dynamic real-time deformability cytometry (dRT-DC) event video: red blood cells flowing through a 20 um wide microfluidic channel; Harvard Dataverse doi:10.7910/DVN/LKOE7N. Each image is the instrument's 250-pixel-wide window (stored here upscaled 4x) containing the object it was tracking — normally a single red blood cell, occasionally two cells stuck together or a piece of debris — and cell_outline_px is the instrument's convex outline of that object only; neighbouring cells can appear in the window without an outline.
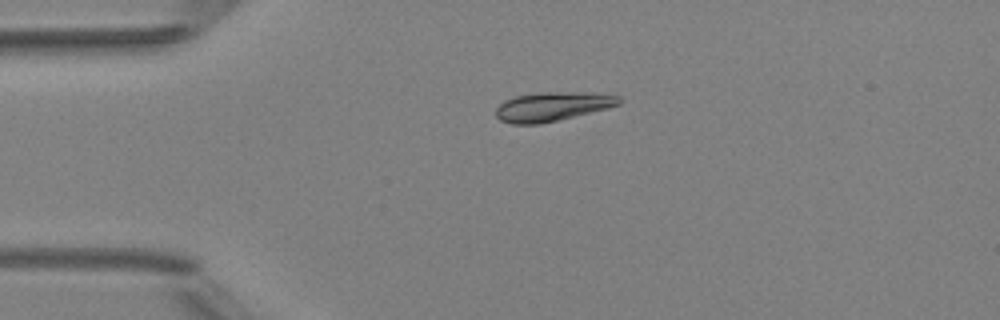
{"species": "Egyptian fruit bat (a non-hibernating species)", "species_latin": "Rousettus aegyptiacus", "temperature_condition": "room temperature", "stored_images_in_passage": 6, "camera_frame_rate_fps": 3000, "um_per_image_px": 0.085, "animal": {"sex": "female"}, "frame": {"image": 1, "passage_image": 1, "time_ms": 0.0, "image_size_px": [1000, 320], "cell_outline_px": [[624, 100], [620, 104], [608, 108], [540, 124], [512, 124], [500, 120], [496, 116], [496, 108], [504, 100], [516, 96], [540, 92], [584, 92], [620, 96]], "centroid_in_image_um": [46.96, 9.05], "position_along_channel_um": 38.0, "area_um2": 20.87}}
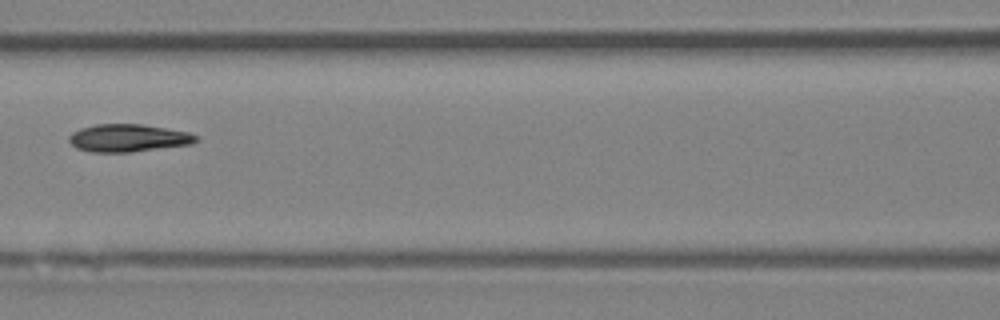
{"frame": {"image": 2, "passage_image": 4, "time_ms": 3.667, "image_size_px": [1000, 320], "cell_outline_px": [[200, 140], [192, 144], [132, 152], [88, 152], [76, 148], [68, 140], [68, 136], [72, 132], [80, 128], [96, 124], [140, 124], [188, 132], [200, 136]], "centroid_in_image_um": [10.9, 11.74], "position_along_channel_um": 155.7, "area_um2": 20.63}}
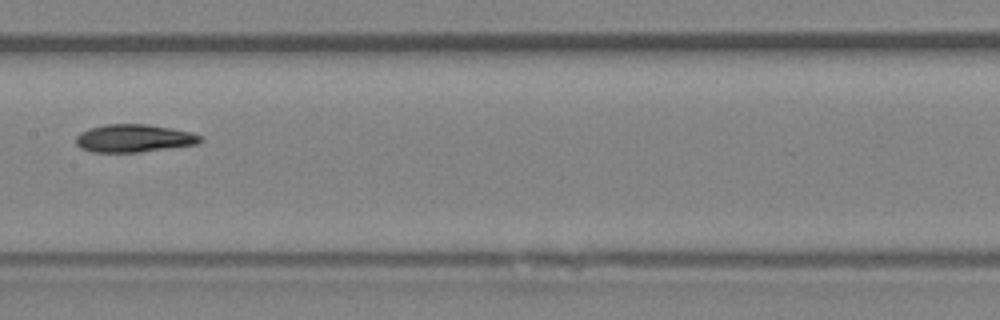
{"frame": {"image": 3, "passage_image": 5, "time_ms": 4.667, "image_size_px": [1000, 320], "cell_outline_px": [[204, 140], [196, 144], [140, 152], [92, 152], [80, 148], [76, 144], [76, 136], [80, 132], [88, 128], [108, 124], [148, 124], [172, 128], [192, 132], [204, 136]], "centroid_in_image_um": [11.4, 11.75], "position_along_channel_um": 196.0, "area_um2": 20.35}}